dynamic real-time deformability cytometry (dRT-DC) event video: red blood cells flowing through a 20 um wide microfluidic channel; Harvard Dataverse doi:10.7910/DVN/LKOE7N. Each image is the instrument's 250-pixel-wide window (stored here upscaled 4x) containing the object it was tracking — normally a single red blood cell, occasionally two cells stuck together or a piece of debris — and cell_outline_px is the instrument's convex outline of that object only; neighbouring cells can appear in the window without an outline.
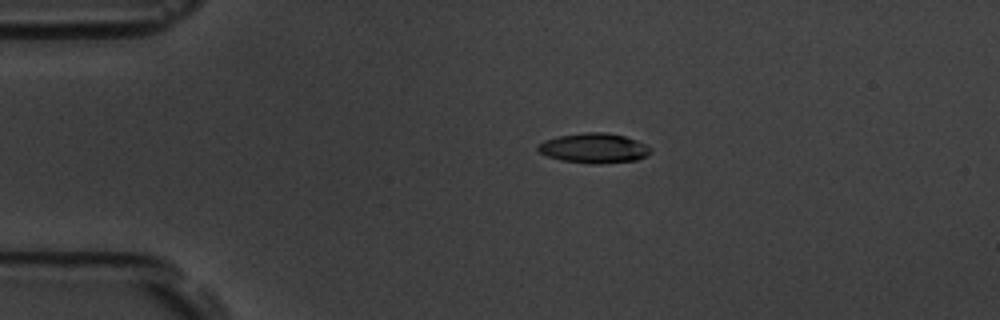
{"species": "common noctule bat (a hibernating species)", "species_latin": "Nyctalus noctula", "temperature_condition": "room temperature", "stored_images_in_passage": 4, "camera_frame_rate_fps": 3000, "um_per_image_px": 0.085, "animal": {"sex": "male", "body_mass_g": 19.5, "forearm_length_mm": 54.6}, "frame": {"image": 1, "passage_image": 1, "time_ms": 0.0, "image_size_px": [1000, 320], "cell_outline_px": [[652, 152], [636, 160], [600, 164], [596, 164], [560, 160], [548, 156], [540, 152], [536, 148], [536, 144], [544, 140], [560, 136], [584, 132], [608, 132], [624, 136], [636, 140], [652, 148]], "centroid_in_image_um": [50.47, 12.59], "position_along_channel_um": 34.5, "area_um2": 19.59}}
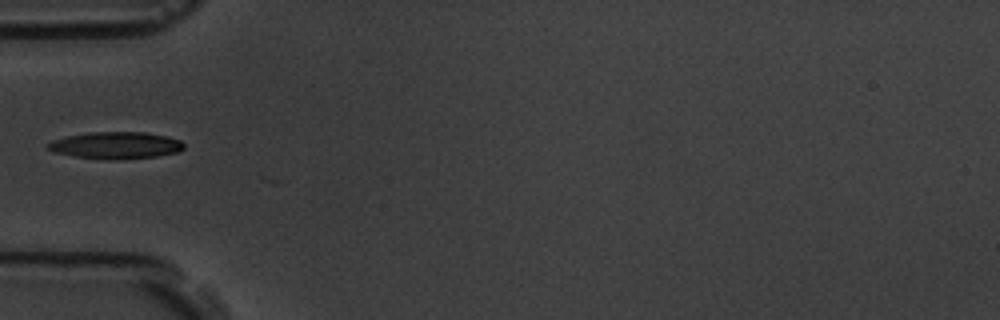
{"frame": {"image": 2, "passage_image": 3, "time_ms": 2.333, "image_size_px": [1000, 320], "cell_outline_px": [[184, 148], [176, 152], [156, 156], [120, 160], [108, 160], [76, 156], [56, 152], [48, 148], [44, 144], [52, 140], [68, 136], [92, 132], [144, 132], [168, 136], [180, 140], [184, 144]], "centroid_in_image_um": [9.85, 12.35], "position_along_channel_um": 75.1, "area_um2": 21.27}}